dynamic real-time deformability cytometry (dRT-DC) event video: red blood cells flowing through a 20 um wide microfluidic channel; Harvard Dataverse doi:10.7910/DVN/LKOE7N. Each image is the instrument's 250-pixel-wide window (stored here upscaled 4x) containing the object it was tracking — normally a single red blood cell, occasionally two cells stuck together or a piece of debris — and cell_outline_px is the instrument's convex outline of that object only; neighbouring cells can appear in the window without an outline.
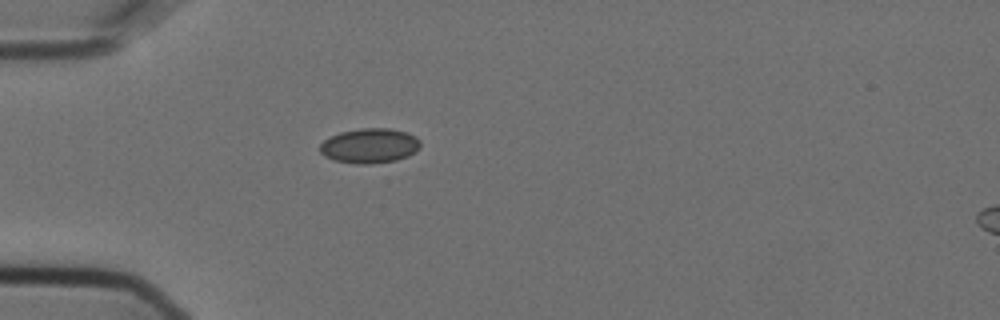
{"species": "Egyptian fruit bat (a non-hibernating species)", "species_latin": "Rousettus aegyptiacus", "temperature_condition": "cold", "stored_images_in_passage": 41, "camera_frame_rate_fps": 3000, "um_per_image_px": 0.085, "animal": {"sex": "female"}, "frame": {"image": 1, "passage_image": 1, "time_ms": 0.0, "image_size_px": [1000, 320], "cell_outline_px": [[420, 148], [416, 152], [408, 156], [396, 160], [372, 164], [356, 164], [332, 160], [324, 156], [320, 152], [320, 144], [324, 140], [340, 132], [360, 128], [388, 128], [408, 132], [416, 136], [420, 140]], "centroid_in_image_um": [31.44, 12.39], "position_along_channel_um": 53.6, "area_um2": 20.63}}
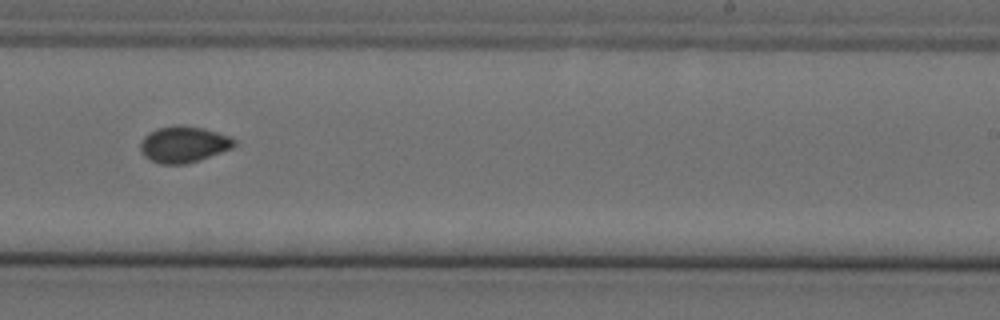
{"frame": {"image": 2, "passage_image": 20, "time_ms": 6.333, "image_size_px": [1000, 320], "cell_outline_px": [[236, 144], [232, 148], [200, 160], [184, 164], [160, 164], [144, 156], [140, 152], [140, 144], [144, 136], [156, 128], [180, 124], [184, 124], [232, 136], [236, 140]], "centroid_in_image_um": [15.61, 12.26], "position_along_channel_um": 273.4, "area_um2": 19.94}}
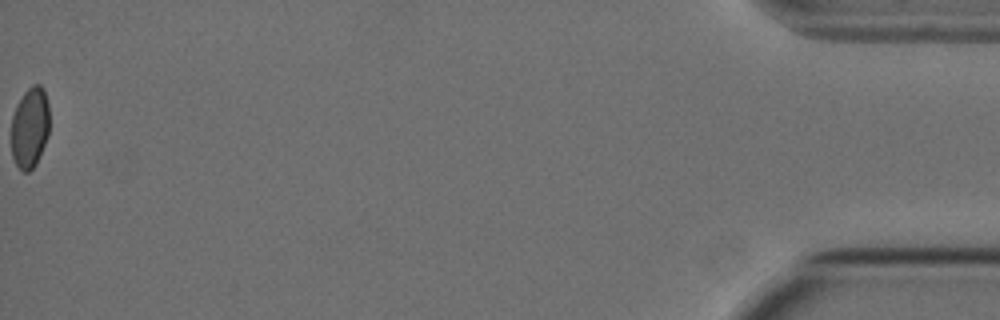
{"frame": {"image": 3, "passage_image": 41, "time_ms": 13.333, "image_size_px": [1000, 320], "cell_outline_px": [[48, 136], [36, 164], [28, 172], [24, 172], [16, 164], [12, 156], [12, 116], [16, 104], [24, 92], [32, 84], [40, 84], [44, 88], [48, 104]], "centroid_in_image_um": [2.54, 10.81], "position_along_channel_um": 432.7, "area_um2": 17.98}, "authors_computed_cell_mechanics": {"area_um2": 19.2474, "velocity_mm_per_s": 3.6307, "shape_relaxation_time_tau1_ms": null, "shape_relaxation_time_tau2_ms": 2.1227, "deformation_change_tau1": null, "deformation_change_tau2": 0.0459}}